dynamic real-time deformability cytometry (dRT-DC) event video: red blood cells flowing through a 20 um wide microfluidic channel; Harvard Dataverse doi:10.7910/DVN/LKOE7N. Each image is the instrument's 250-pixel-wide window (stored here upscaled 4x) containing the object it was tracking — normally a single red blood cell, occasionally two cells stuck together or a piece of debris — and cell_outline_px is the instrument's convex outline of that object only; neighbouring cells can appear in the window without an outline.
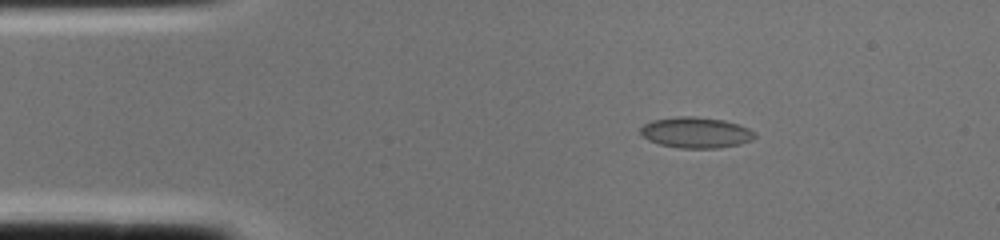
{"species": "common noctule bat (a hibernating species)", "species_latin": "Nyctalus noctula", "temperature_condition": "cold", "stored_images_in_passage": 1, "camera_frame_rate_fps": 3000, "um_per_image_px": 0.085, "animal": {"sex": "female", "body_mass_g": 22.0, "forearm_length_mm": 56.7}, "frame": {"image": 1, "passage_image": 1, "time_ms": 0.0, "image_size_px": [1000, 240], "cell_outline_px": [[756, 136], [752, 140], [740, 144], [720, 148], [680, 148], [660, 144], [648, 140], [640, 132], [640, 128], [644, 124], [652, 120], [676, 116], [696, 116], [724, 120], [740, 124], [756, 132]], "centroid_in_image_um": [59.18, 11.26], "position_along_channel_um": 25.8, "area_um2": 20.75}}